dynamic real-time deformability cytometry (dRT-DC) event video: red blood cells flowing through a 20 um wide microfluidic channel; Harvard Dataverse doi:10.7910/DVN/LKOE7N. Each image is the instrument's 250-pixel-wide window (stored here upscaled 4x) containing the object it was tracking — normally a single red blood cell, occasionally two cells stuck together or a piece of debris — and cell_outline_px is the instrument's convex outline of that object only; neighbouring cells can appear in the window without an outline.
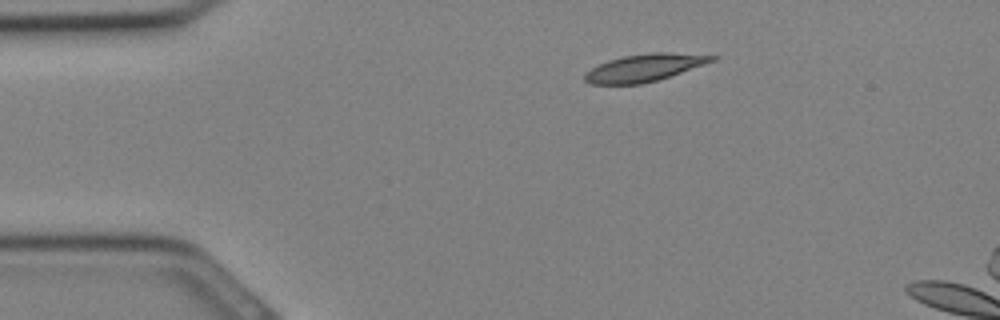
{"species": "Egyptian fruit bat (a non-hibernating species)", "species_latin": "Rousettus aegyptiacus", "temperature_condition": "cold", "stored_images_in_passage": 27, "camera_frame_rate_fps": 3000, "um_per_image_px": 0.085, "animal": {"sex": "female"}, "frame": {"image": 1, "passage_image": 1, "time_ms": 0.0, "image_size_px": [1000, 320], "cell_outline_px": [[720, 56], [716, 60], [656, 80], [640, 84], [588, 84], [584, 80], [584, 76], [592, 68], [608, 60], [624, 56], [652, 52], [668, 52]], "centroid_in_image_um": [54.77, 5.75], "position_along_channel_um": 30.2, "area_um2": 19.94}}
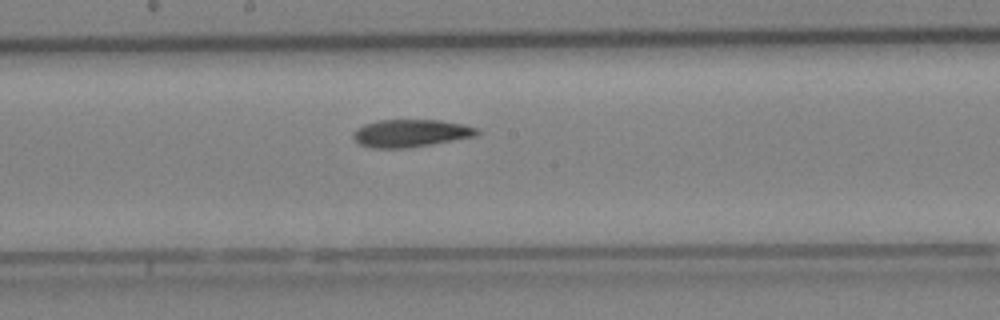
{"frame": {"image": 2, "passage_image": 12, "time_ms": 3.667, "image_size_px": [1000, 320], "cell_outline_px": [[480, 132], [476, 136], [408, 148], [372, 148], [360, 144], [352, 136], [352, 132], [356, 128], [364, 124], [380, 120], [440, 120], [464, 124], [476, 128]], "centroid_in_image_um": [34.89, 11.32], "position_along_channel_um": 213.3, "area_um2": 19.88}}
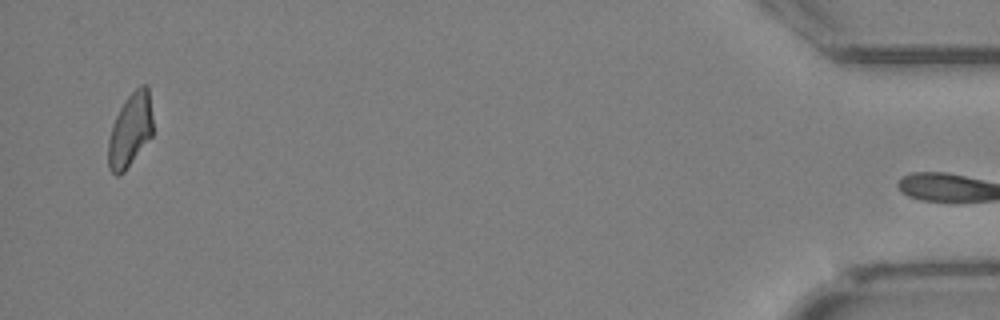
{"frame": {"image": 3, "passage_image": 26, "time_ms": 8.333, "image_size_px": [1000, 320], "cell_outline_px": [[152, 136], [124, 172], [116, 176], [108, 168], [108, 140], [112, 124], [120, 108], [128, 96], [140, 84], [148, 84], [152, 116]], "centroid_in_image_um": [11.07, 11.06], "position_along_channel_um": 424.1, "area_um2": 19.19}}